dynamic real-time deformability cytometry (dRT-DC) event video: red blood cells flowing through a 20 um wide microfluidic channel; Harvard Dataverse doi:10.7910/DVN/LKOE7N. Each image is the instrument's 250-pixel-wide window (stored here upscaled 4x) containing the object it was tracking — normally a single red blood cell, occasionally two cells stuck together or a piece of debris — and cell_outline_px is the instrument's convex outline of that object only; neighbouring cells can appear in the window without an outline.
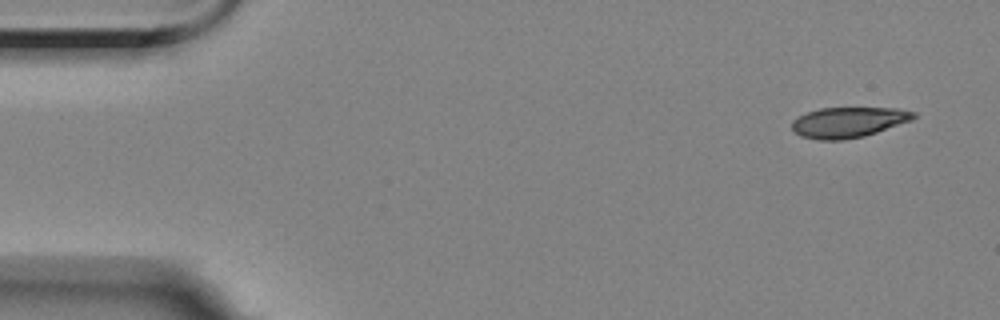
{"species": "Egyptian fruit bat (a non-hibernating species)", "species_latin": "Rousettus aegyptiacus", "temperature_condition": "room temperature", "stored_images_in_passage": 3, "camera_frame_rate_fps": 3000, "um_per_image_px": 0.085, "animal": {"sex": "female"}, "frame": {"image": 1, "passage_image": 1, "time_ms": 0.0, "image_size_px": [1000, 320], "cell_outline_px": [[916, 116], [912, 120], [864, 136], [844, 140], [816, 140], [800, 136], [792, 128], [792, 120], [808, 112], [820, 108], [900, 108], [916, 112]], "centroid_in_image_um": [72.12, 10.39], "position_along_channel_um": 12.9, "area_um2": 21.56}}